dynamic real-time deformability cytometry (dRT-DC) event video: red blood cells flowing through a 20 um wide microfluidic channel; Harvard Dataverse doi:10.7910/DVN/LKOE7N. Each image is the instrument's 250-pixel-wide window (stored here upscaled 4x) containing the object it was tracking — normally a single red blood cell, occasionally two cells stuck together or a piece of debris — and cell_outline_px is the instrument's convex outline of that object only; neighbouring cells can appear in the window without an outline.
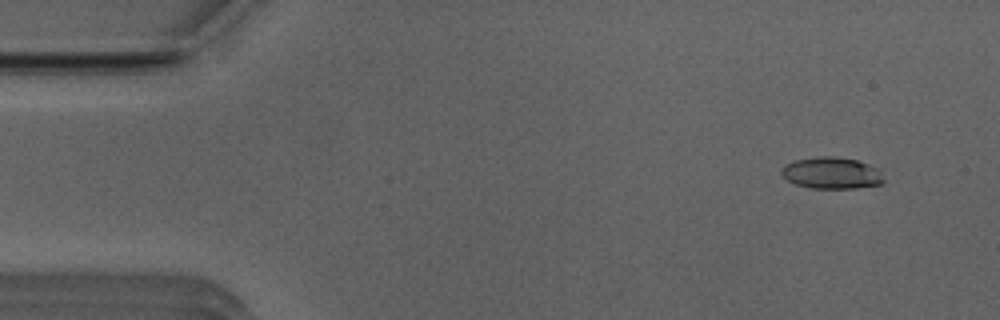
{"species": "Egyptian fruit bat (a non-hibernating species)", "species_latin": "Rousettus aegyptiacus", "temperature_condition": "room temperature", "stored_images_in_passage": 51, "camera_frame_rate_fps": 3000, "um_per_image_px": 0.085, "animal": {"sex": "male"}, "frame": {"image": 1, "passage_image": 4, "time_ms": 1.0, "image_size_px": [1000, 320], "cell_outline_px": [[884, 180], [880, 184], [856, 188], [812, 188], [796, 184], [788, 180], [780, 172], [784, 164], [796, 160], [816, 156], [832, 156], [856, 160], [880, 168]], "centroid_in_image_um": [70.7, 14.7], "position_along_channel_um": 14.3, "area_um2": 18.84}}
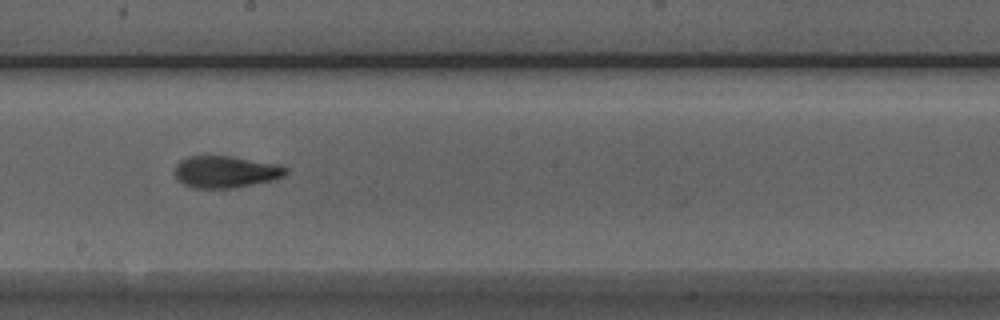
{"frame": {"image": 2, "passage_image": 28, "time_ms": 9.0, "image_size_px": [1000, 320], "cell_outline_px": [[288, 172], [284, 176], [272, 180], [232, 188], [196, 188], [184, 184], [176, 180], [172, 172], [176, 164], [180, 160], [188, 156], [228, 156], [276, 164], [288, 168]], "centroid_in_image_um": [19.11, 14.61], "position_along_channel_um": 229.1, "area_um2": 20.63}}
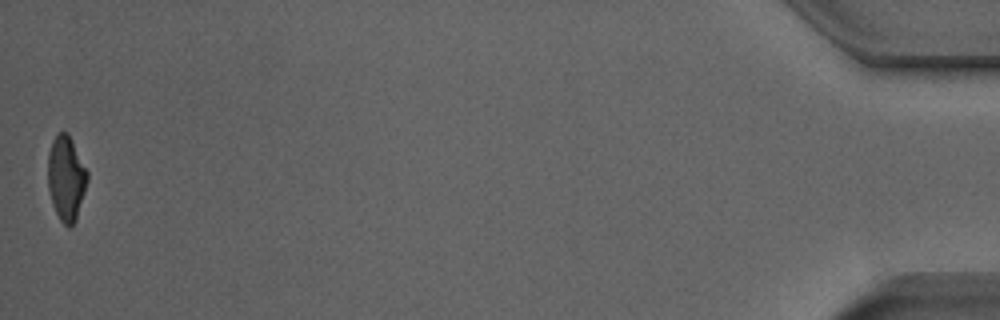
{"frame": {"image": 3, "passage_image": 51, "time_ms": 16.667, "image_size_px": [1000, 320], "cell_outline_px": [[88, 180], [76, 220], [68, 228], [60, 220], [52, 204], [48, 188], [48, 152], [52, 140], [60, 132], [64, 132], [68, 136], [88, 172]], "centroid_in_image_um": [5.61, 15.19], "position_along_channel_um": 429.6, "area_um2": 19.13}, "authors_computed_cell_mechanics": {"area_um2": 19.8832, "velocity_mm_per_s": 3.9674, "shape_relaxation_time_tau1_ms": 6.4692, "shape_relaxation_time_tau2_ms": 1.8086, "deformation_change_tau1": 0.1931, "deformation_change_tau2": 0.0913}}